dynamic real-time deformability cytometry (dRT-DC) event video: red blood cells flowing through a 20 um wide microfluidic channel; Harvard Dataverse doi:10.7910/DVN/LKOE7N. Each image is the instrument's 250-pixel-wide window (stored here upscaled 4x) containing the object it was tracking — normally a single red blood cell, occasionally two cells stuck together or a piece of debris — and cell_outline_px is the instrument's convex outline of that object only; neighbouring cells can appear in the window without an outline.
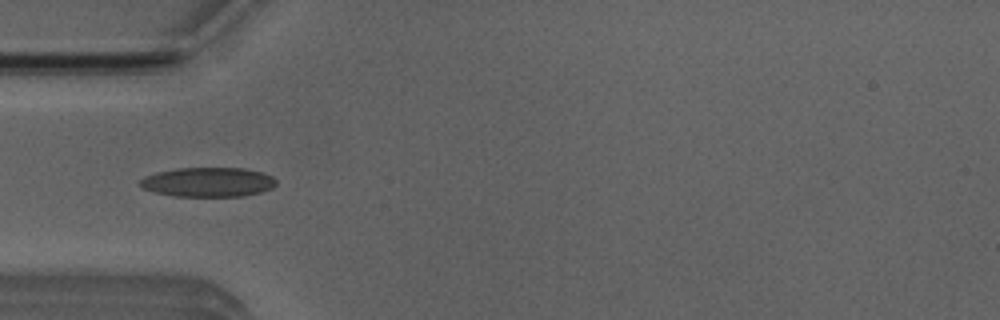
{"species": "Egyptian fruit bat (a non-hibernating species)", "species_latin": "Rousettus aegyptiacus", "temperature_condition": "room temperature", "stored_images_in_passage": 26, "camera_frame_rate_fps": 3000, "um_per_image_px": 0.085, "animal": {"sex": "male"}, "frame": {"image": 1, "passage_image": 5, "time_ms": 1.333, "image_size_px": [1000, 320], "cell_outline_px": [[276, 184], [272, 188], [260, 192], [244, 196], [172, 196], [140, 188], [136, 184], [144, 176], [156, 172], [176, 168], [244, 168], [264, 172], [272, 176], [276, 180]], "centroid_in_image_um": [17.65, 15.47], "position_along_channel_um": 67.3, "area_um2": 23.64}}
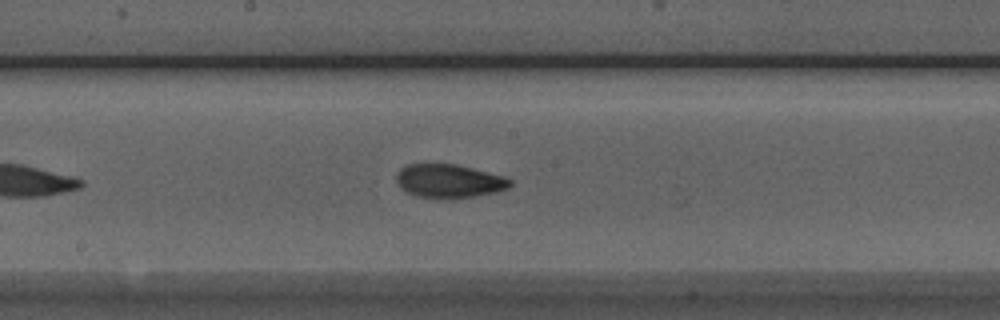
{"frame": {"image": 2, "passage_image": 16, "time_ms": 5.0, "image_size_px": [1000, 320], "cell_outline_px": [[512, 184], [508, 188], [496, 192], [452, 200], [416, 196], [400, 188], [396, 180], [396, 176], [400, 168], [408, 164], [456, 164], [504, 176], [512, 180]], "centroid_in_image_um": [38.17, 15.4], "position_along_channel_um": 210.0, "area_um2": 22.48}}
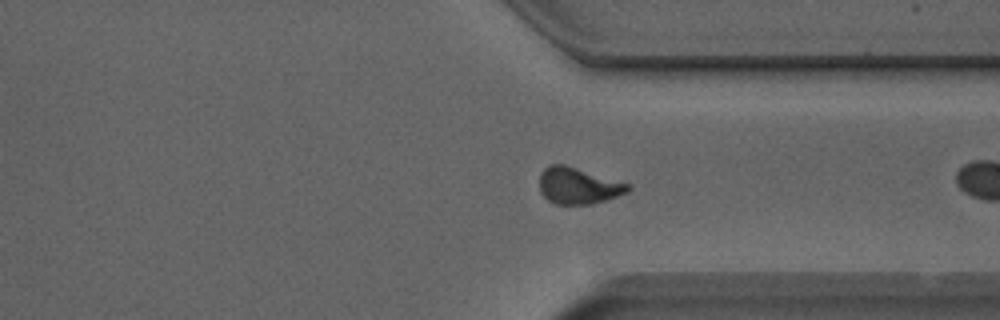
{"frame": {"image": 3, "passage_image": 25, "time_ms": 8.0, "image_size_px": [1000, 320], "cell_outline_px": [[632, 188], [628, 192], [592, 204], [556, 204], [548, 200], [540, 192], [540, 172], [548, 164], [564, 164], [632, 184]], "centroid_in_image_um": [49.16, 15.77], "position_along_channel_um": 362.2, "area_um2": 18.9}}